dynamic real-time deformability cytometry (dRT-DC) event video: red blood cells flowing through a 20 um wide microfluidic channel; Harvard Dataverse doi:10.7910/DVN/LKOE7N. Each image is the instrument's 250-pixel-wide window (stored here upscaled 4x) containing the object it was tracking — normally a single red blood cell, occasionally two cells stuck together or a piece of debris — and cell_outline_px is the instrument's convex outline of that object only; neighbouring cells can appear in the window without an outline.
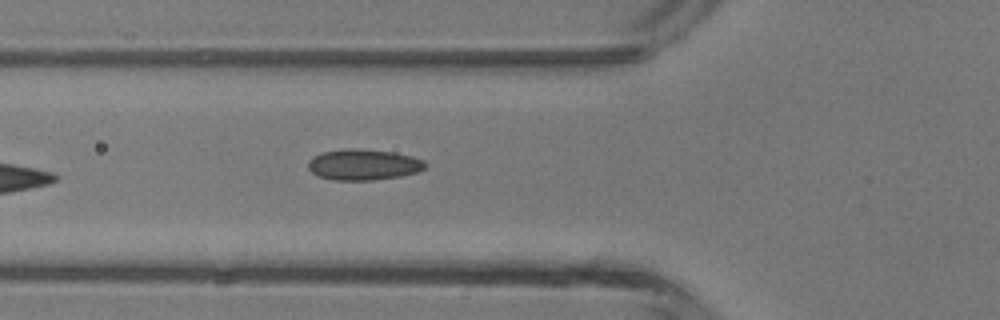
{"species": "common noctule bat (a hibernating species)", "species_latin": "Nyctalus noctula", "temperature_condition": "room temperature", "stored_images_in_passage": 5, "camera_frame_rate_fps": 3000, "um_per_image_px": 0.085, "animal": {"sex": "male", "body_mass_g": 13.3}, "frame": {"image": 1, "passage_image": 5, "time_ms": 1.333, "image_size_px": [1000, 320], "cell_outline_px": [[428, 164], [424, 168], [416, 172], [400, 176], [372, 180], [332, 180], [320, 176], [312, 172], [308, 168], [308, 160], [312, 156], [320, 152], [348, 148], [360, 148], [392, 152], [412, 156], [424, 160]], "centroid_in_image_um": [30.87, 13.98], "position_along_channel_um": 94.9, "area_um2": 21.21}}